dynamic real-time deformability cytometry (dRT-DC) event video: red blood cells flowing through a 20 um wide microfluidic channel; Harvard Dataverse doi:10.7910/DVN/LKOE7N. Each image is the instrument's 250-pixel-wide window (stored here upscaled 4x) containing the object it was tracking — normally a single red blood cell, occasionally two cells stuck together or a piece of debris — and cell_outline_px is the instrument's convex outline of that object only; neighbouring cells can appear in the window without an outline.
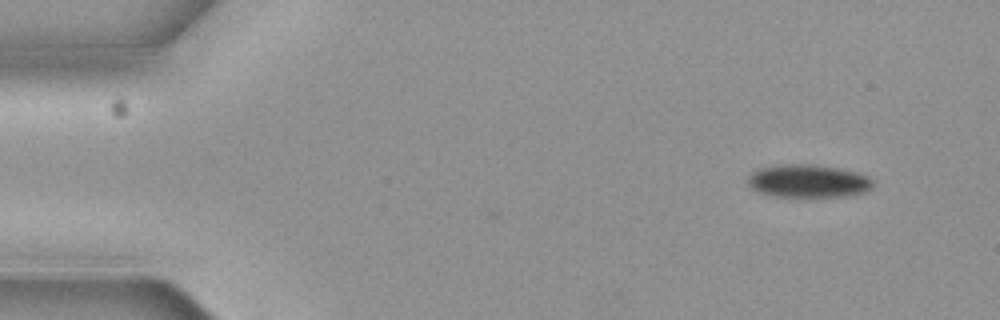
{"species": "common noctule bat (a hibernating species)", "species_latin": "Nyctalus noctula", "temperature_condition": "cold", "stored_images_in_passage": 5, "camera_frame_rate_fps": 3000, "um_per_image_px": 0.085, "animal": {"sex": "female", "body_mass_g": 19.3, "forearm_length_mm": 54.1}, "frame": {"image": 1, "passage_image": 1, "time_ms": 0.0, "image_size_px": [1000, 320], "cell_outline_px": [[872, 188], [864, 192], [844, 196], [776, 196], [756, 192], [748, 184], [748, 176], [756, 168], [780, 164], [816, 164], [840, 168], [856, 172], [868, 176], [872, 180]], "centroid_in_image_um": [68.66, 15.37], "position_along_channel_um": 16.3, "area_um2": 24.16}}
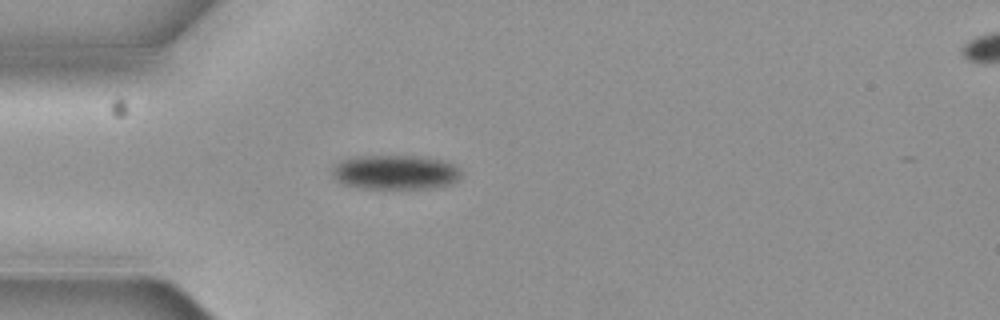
{"frame": {"image": 2, "passage_image": 4, "time_ms": 1.0, "image_size_px": [1000, 320], "cell_outline_px": [[460, 176], [456, 180], [448, 184], [432, 188], [364, 188], [344, 184], [336, 180], [332, 176], [332, 168], [340, 160], [356, 156], [416, 156], [444, 160], [456, 164], [460, 168]], "centroid_in_image_um": [33.59, 14.63], "position_along_channel_um": 51.4, "area_um2": 25.89}}